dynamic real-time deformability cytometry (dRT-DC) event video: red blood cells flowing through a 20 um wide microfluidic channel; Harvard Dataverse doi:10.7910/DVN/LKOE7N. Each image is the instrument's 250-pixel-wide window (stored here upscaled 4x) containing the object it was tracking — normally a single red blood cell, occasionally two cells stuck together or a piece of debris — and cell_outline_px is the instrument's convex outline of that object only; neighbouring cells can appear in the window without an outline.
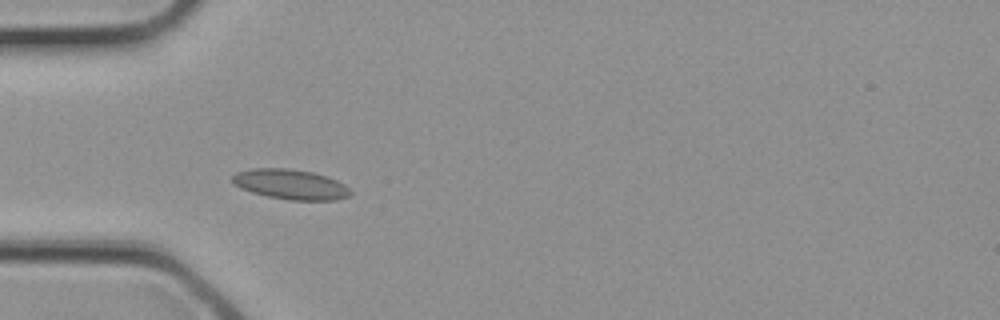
{"species": "common noctule bat (a hibernating species)", "species_latin": "Nyctalus noctula", "temperature_condition": "cold", "stored_images_in_passage": 2, "camera_frame_rate_fps": 3000, "um_per_image_px": 0.085, "animal": {"sex": "female", "body_mass_g": 21.9}, "frame": {"image": 1, "passage_image": 2, "time_ms": 0.333, "image_size_px": [1000, 320], "cell_outline_px": [[352, 192], [348, 196], [336, 200], [288, 200], [268, 196], [252, 192], [240, 188], [232, 184], [232, 176], [236, 172], [252, 168], [288, 168], [312, 172], [336, 180], [344, 184]], "centroid_in_image_um": [24.66, 15.67], "position_along_channel_um": 60.3, "area_um2": 20.63}}